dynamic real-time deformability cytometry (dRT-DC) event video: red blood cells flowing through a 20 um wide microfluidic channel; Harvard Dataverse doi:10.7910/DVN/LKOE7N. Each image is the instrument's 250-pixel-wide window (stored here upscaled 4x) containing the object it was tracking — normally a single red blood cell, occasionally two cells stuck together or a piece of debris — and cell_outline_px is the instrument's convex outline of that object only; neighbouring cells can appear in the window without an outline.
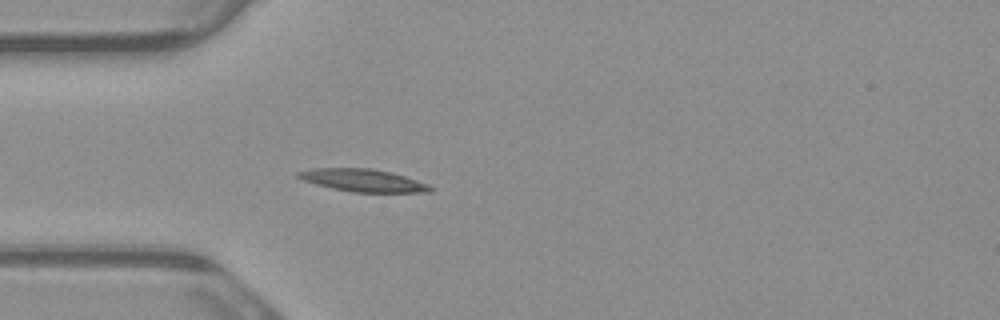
{"species": "common noctule bat (a hibernating species)", "species_latin": "Nyctalus noctula", "temperature_condition": "warm", "stored_images_in_passage": 1, "camera_frame_rate_fps": 3000, "um_per_image_px": 0.085, "animal": {"sex": "male", "body_mass_g": 23.1, "forearm_length_mm": 52.7}, "frame": {"image": 1, "passage_image": 1, "time_ms": 0.0, "image_size_px": [1000, 320], "cell_outline_px": [[436, 188], [432, 192], [352, 192], [332, 188], [316, 184], [304, 180], [296, 176], [296, 172], [312, 168], [372, 168], [392, 172], [428, 184]], "centroid_in_image_um": [30.88, 15.33], "position_along_channel_um": 54.1, "area_um2": 17.4}}